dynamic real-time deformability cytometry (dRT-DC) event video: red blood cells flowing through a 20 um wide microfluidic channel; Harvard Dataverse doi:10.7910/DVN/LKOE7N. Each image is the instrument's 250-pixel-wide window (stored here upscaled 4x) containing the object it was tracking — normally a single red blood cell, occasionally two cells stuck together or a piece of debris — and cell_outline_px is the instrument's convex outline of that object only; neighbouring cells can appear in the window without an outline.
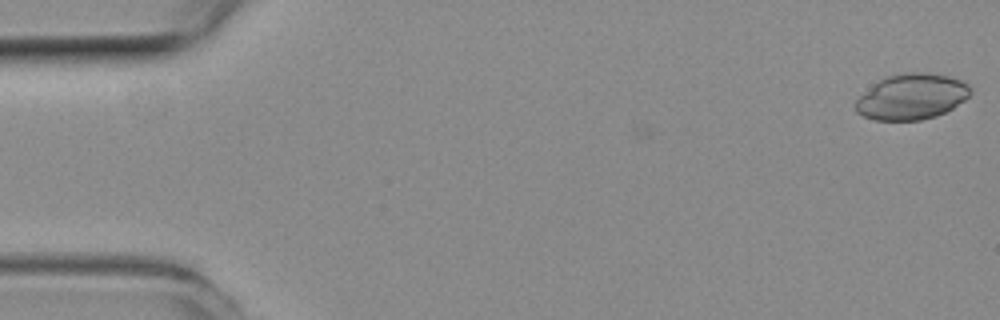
{"species": "common noctule bat (a hibernating species)", "species_latin": "Nyctalus noctula", "temperature_condition": "room temperature", "stored_images_in_passage": 51, "camera_frame_rate_fps": 3000, "um_per_image_px": 0.085, "animal": {"sex": "female", "body_mass_g": 19.3, "forearm_length_mm": 54.1}, "frame": {"image": 1, "passage_image": 1, "time_ms": 0.0, "image_size_px": [1000, 320], "cell_outline_px": [[972, 92], [964, 100], [952, 108], [936, 116], [920, 120], [872, 120], [856, 112], [852, 104], [860, 96], [880, 80], [888, 76], [908, 72], [928, 72], [948, 76], [960, 80], [968, 84], [972, 88]], "centroid_in_image_um": [77.49, 8.22], "position_along_channel_um": 7.5, "area_um2": 30.52}}